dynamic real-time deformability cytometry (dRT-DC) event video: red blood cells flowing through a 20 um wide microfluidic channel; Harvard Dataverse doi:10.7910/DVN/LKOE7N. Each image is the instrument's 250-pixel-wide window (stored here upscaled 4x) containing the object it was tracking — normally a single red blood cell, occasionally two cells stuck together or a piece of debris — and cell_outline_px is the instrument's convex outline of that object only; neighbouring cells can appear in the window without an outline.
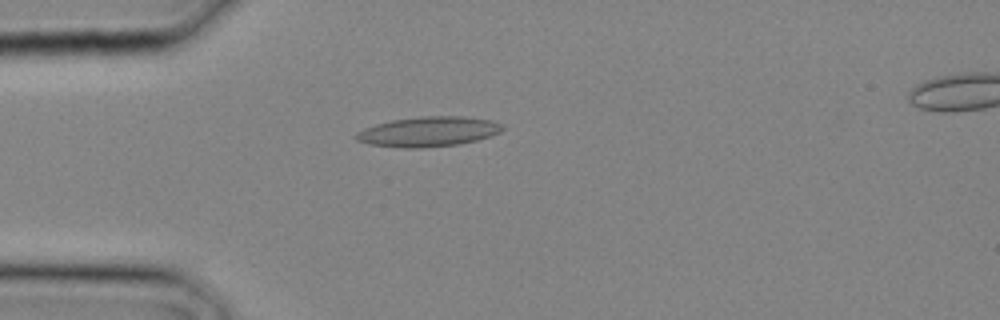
{"species": "common noctule bat (a hibernating species)", "species_latin": "Nyctalus noctula", "temperature_condition": "cold", "stored_images_in_passage": 3, "segment_of_instrument_passage": [1, 2], "camera_frame_rate_fps": 3000, "um_per_image_px": 0.085, "animal": {"sex": "male", "body_mass_g": 20.4}, "frame": {"image": 1, "passage_image": 2, "time_ms": 0.333, "image_size_px": [1000, 320], "cell_outline_px": [[504, 128], [500, 132], [492, 136], [460, 144], [420, 148], [400, 148], [368, 144], [356, 140], [356, 132], [364, 128], [376, 124], [392, 120], [420, 116], [460, 116], [492, 120], [504, 124]], "centroid_in_image_um": [36.43, 11.19], "position_along_channel_um": 48.6, "area_um2": 25.72}}